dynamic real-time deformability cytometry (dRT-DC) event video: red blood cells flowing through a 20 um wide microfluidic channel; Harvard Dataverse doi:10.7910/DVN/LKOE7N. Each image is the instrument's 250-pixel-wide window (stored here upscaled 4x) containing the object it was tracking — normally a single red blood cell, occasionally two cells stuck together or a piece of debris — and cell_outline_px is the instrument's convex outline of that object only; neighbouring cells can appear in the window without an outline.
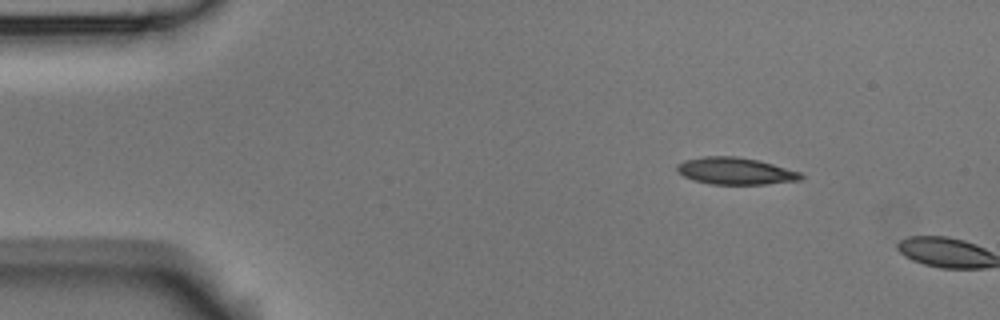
{"species": "Egyptian fruit bat (a non-hibernating species)", "species_latin": "Rousettus aegyptiacus", "temperature_condition": "room temperature", "stored_images_in_passage": 2, "camera_frame_rate_fps": 3000, "um_per_image_px": 0.085, "animal": {"sex": "male"}, "frame": {"image": 1, "passage_image": 1, "time_ms": 0.0, "image_size_px": [1000, 320], "cell_outline_px": [[804, 176], [800, 180], [764, 184], [712, 184], [696, 180], [684, 176], [676, 172], [676, 164], [684, 160], [704, 156], [736, 156], [760, 160], [800, 172]], "centroid_in_image_um": [62.49, 14.52], "position_along_channel_um": 22.5, "area_um2": 19.48}}